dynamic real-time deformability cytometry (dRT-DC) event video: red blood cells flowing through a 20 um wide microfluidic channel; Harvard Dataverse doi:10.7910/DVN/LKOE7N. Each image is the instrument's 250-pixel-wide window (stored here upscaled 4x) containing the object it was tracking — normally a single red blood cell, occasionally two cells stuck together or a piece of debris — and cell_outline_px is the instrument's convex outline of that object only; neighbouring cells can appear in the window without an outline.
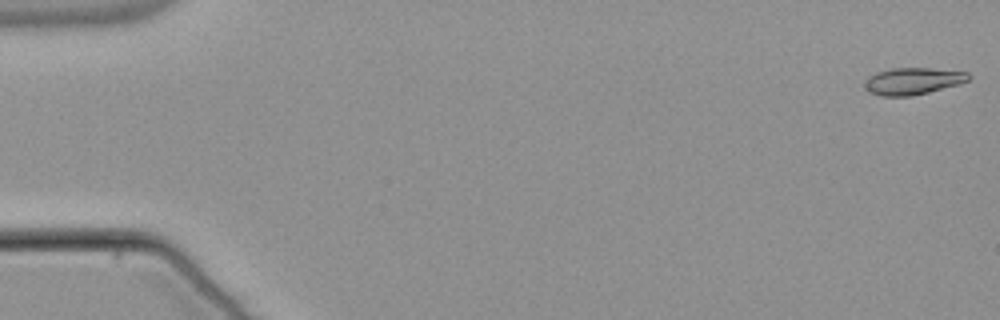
{"species": "common noctule bat (a hibernating species)", "species_latin": "Nyctalus noctula", "temperature_condition": "warm", "stored_images_in_passage": 54, "camera_frame_rate_fps": 3000, "um_per_image_px": 0.085, "animal": {"sex": "male", "body_mass_g": 21.5, "forearm_length_mm": 52.0}, "frame": {"image": 1, "passage_image": 1, "time_ms": 0.0, "image_size_px": [1000, 320], "cell_outline_px": [[972, 76], [968, 80], [960, 84], [912, 96], [880, 96], [868, 92], [864, 84], [868, 76], [876, 72], [892, 68], [928, 68], [968, 72]], "centroid_in_image_um": [77.58, 6.89], "position_along_channel_um": 7.4, "area_um2": 16.36}}
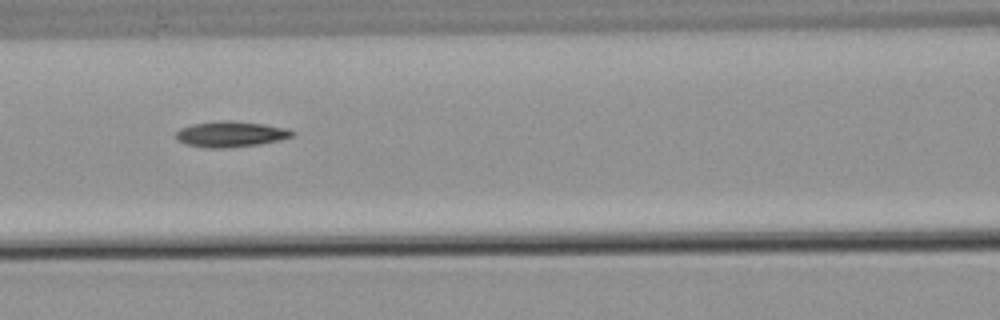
{"frame": {"image": 2, "passage_image": 24, "time_ms": 7.667, "image_size_px": [1000, 320], "cell_outline_px": [[296, 132], [292, 136], [260, 144], [224, 148], [208, 148], [188, 144], [176, 140], [176, 132], [180, 128], [192, 124], [224, 120], [228, 120], [264, 124], [288, 128]], "centroid_in_image_um": [19.6, 11.39], "position_along_channel_um": 147.0, "area_um2": 17.28}}
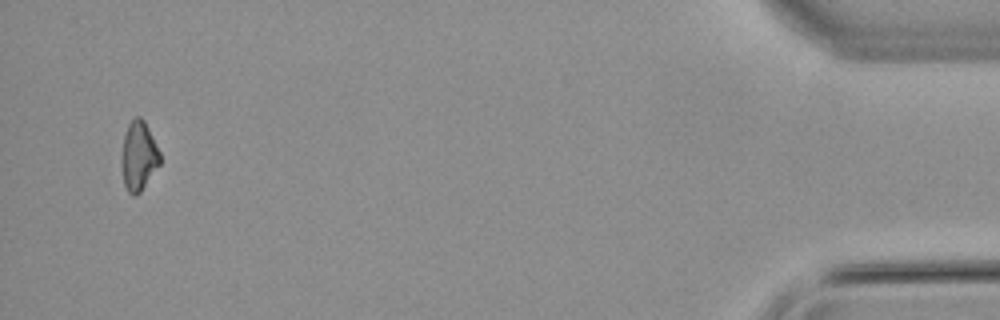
{"frame": {"image": 3, "passage_image": 52, "time_ms": 17.0, "image_size_px": [1000, 320], "cell_outline_px": [[160, 164], [140, 192], [136, 196], [132, 196], [128, 192], [124, 184], [120, 164], [120, 160], [124, 136], [128, 124], [136, 116], [140, 116], [144, 120], [160, 152]], "centroid_in_image_um": [11.76, 13.28], "position_along_channel_um": 423.4, "area_um2": 15.61}, "authors_computed_cell_mechanics": {"area_um2": 16.4441, "velocity_mm_per_s": 3.8539, "shape_relaxation_time_tau1_ms": 10.6679, "shape_relaxation_time_tau2_ms": null, "deformation_change_tau1": 0.2017, "deformation_change_tau2": null}}